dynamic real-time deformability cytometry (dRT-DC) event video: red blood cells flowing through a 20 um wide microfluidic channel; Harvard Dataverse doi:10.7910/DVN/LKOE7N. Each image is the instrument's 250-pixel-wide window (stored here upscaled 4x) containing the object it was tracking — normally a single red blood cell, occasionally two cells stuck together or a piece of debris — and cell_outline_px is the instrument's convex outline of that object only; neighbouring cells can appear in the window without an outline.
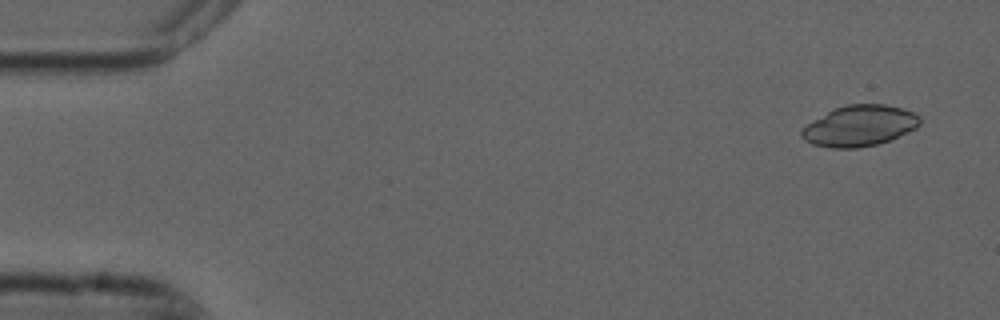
{"species": "common noctule bat (a hibernating species)", "species_latin": "Nyctalus noctula", "temperature_condition": "cold", "stored_images_in_passage": 3, "camera_frame_rate_fps": 3000, "um_per_image_px": 0.085, "animal": {"sex": "male", "forearm_length_mm": 52.5}, "frame": {"image": 1, "passage_image": 1, "time_ms": 0.0, "image_size_px": [1000, 320], "cell_outline_px": [[920, 124], [916, 128], [888, 140], [876, 144], [860, 148], [832, 148], [812, 144], [804, 140], [800, 136], [800, 132], [808, 124], [832, 108], [848, 104], [884, 104], [904, 108], [920, 116]], "centroid_in_image_um": [73.05, 10.69], "position_along_channel_um": 12.0, "area_um2": 28.09}}
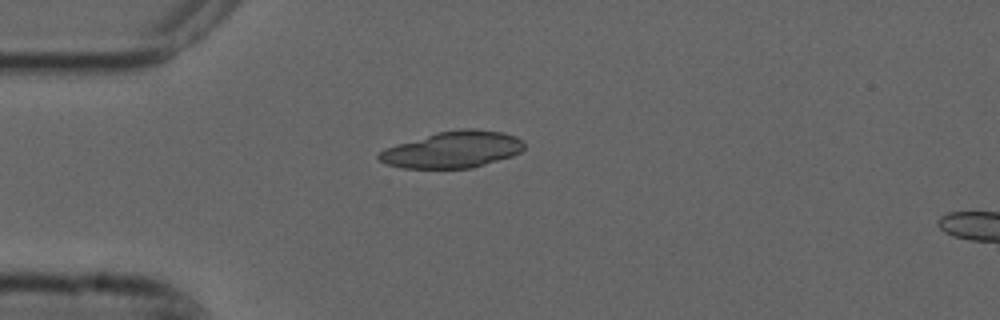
{"frame": {"image": 2, "passage_image": 3, "time_ms": 0.667, "image_size_px": [1000, 320], "cell_outline_px": [[524, 148], [520, 152], [512, 156], [472, 168], [404, 168], [388, 164], [380, 160], [376, 156], [384, 148], [396, 144], [436, 132], [460, 128], [476, 128], [504, 132], [516, 136], [524, 140]], "centroid_in_image_um": [38.51, 12.7], "position_along_channel_um": 46.5, "area_um2": 31.15}}